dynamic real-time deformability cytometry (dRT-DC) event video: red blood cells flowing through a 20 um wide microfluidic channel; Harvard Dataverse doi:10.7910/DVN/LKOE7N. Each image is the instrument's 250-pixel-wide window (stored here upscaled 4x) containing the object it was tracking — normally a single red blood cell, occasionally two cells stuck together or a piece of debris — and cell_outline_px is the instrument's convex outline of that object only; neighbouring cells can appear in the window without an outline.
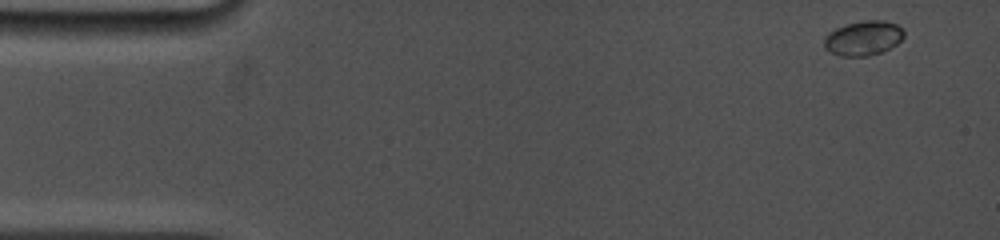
{"species": "common noctule bat (a hibernating species)", "species_latin": "Nyctalus noctula", "temperature_condition": "cold", "stored_images_in_passage": 32, "camera_frame_rate_fps": 5000, "um_per_image_px": 0.085, "animal": {"sex": "female", "body_mass_g": 19.0, "forearm_length_mm": 53.3}, "frame": {"image": 1, "passage_image": 1, "time_ms": 0.0, "image_size_px": [1000, 240], "cell_outline_px": [[904, 36], [896, 44], [880, 52], [868, 56], [840, 56], [824, 48], [824, 36], [828, 32], [836, 28], [848, 24], [864, 20], [884, 20], [896, 24], [904, 28]], "centroid_in_image_um": [73.38, 3.23], "position_along_channel_um": 11.6, "area_um2": 16.07}}
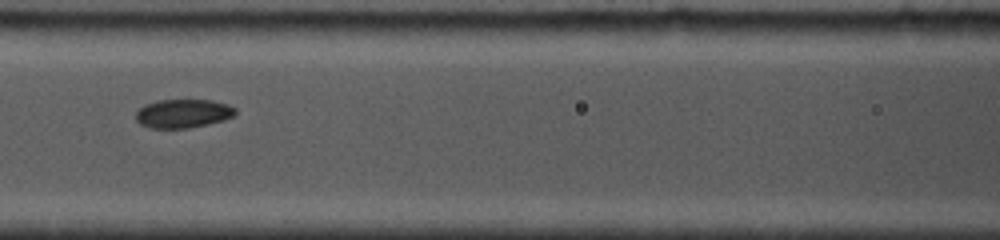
{"frame": {"image": 2, "passage_image": 14, "time_ms": 6.6, "image_size_px": [1000, 240], "cell_outline_px": [[236, 112], [232, 116], [224, 120], [208, 124], [188, 128], [152, 128], [140, 124], [136, 120], [136, 112], [144, 104], [160, 100], [212, 100], [228, 104], [236, 108]], "centroid_in_image_um": [15.56, 9.64], "position_along_channel_um": 151.0, "area_um2": 16.65}}
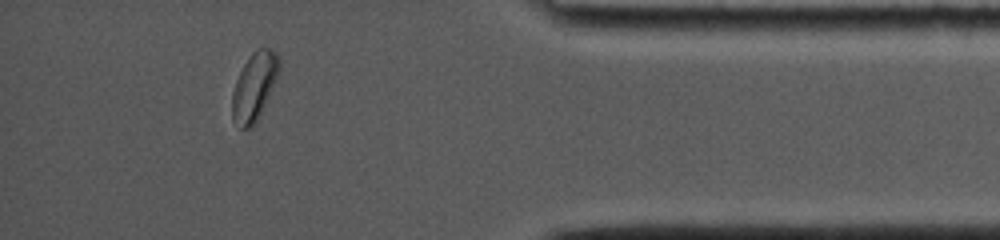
{"frame": {"image": 3, "passage_image": 28, "time_ms": 14.0, "image_size_px": [1000, 240], "cell_outline_px": [[280, 68], [260, 116], [252, 128], [240, 128], [232, 120], [232, 92], [236, 80], [248, 56], [256, 48], [268, 48], [276, 52], [280, 56]], "centroid_in_image_um": [21.61, 7.35], "position_along_channel_um": 413.6, "area_um2": 18.61}, "authors_computed_cell_mechanics": {"area_um2": 16.8776, "velocity_mm_per_s": 3.822, "shape_relaxation_time_tau1_ms": 4.3648, "shape_relaxation_time_tau2_ms": 3.3102, "deformation_change_tau1": 0.1323, "deformation_change_tau2": 0.0593}}